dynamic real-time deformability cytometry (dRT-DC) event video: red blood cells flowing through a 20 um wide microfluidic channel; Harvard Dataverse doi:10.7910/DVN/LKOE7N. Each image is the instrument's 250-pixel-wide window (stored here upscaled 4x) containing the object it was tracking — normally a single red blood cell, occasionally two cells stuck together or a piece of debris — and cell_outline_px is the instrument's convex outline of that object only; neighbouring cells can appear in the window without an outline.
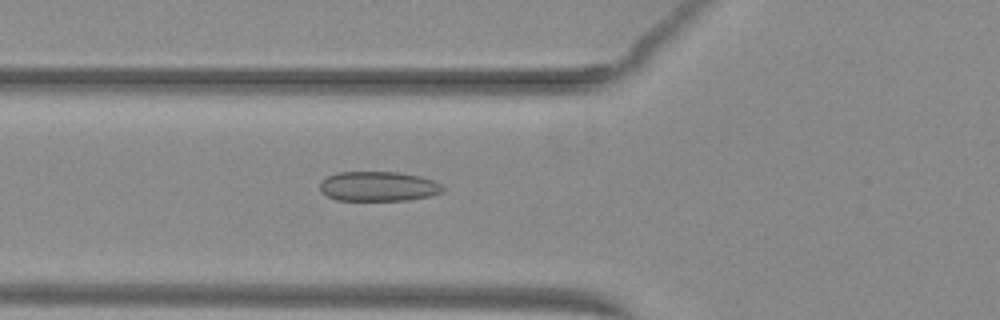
{"species": "common noctule bat (a hibernating species)", "species_latin": "Nyctalus noctula", "temperature_condition": "warm", "stored_images_in_passage": 52, "camera_frame_rate_fps": 3000, "um_per_image_px": 0.085, "animal": {"sex": "female", "body_mass_g": 29.2, "forearm_length_mm": 56.3}, "frame": {"image": 1, "passage_image": 20, "time_ms": 6.333, "image_size_px": [1000, 320], "cell_outline_px": [[444, 192], [428, 196], [408, 200], [336, 200], [320, 192], [320, 184], [328, 176], [336, 172], [396, 172], [420, 176], [432, 180], [440, 184], [444, 188]], "centroid_in_image_um": [32.15, 15.84], "position_along_channel_um": 93.6, "area_um2": 21.21}}
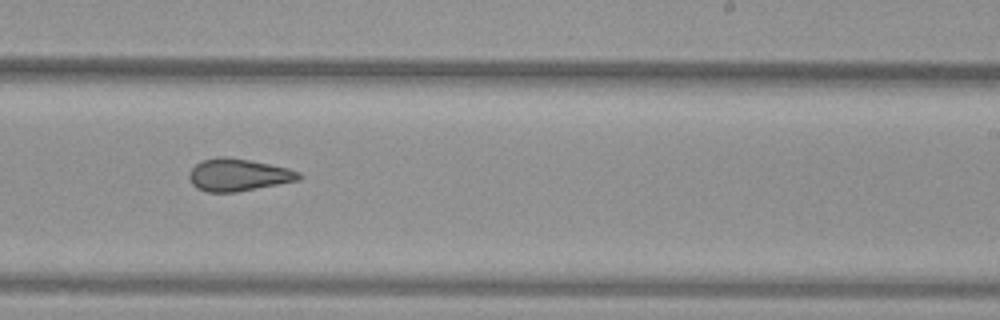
{"frame": {"image": 2, "passage_image": 33, "time_ms": 10.667, "image_size_px": [1000, 320], "cell_outline_px": [[304, 176], [300, 180], [236, 192], [208, 192], [196, 188], [192, 184], [188, 176], [188, 172], [200, 160], [216, 156], [224, 156], [248, 160], [288, 168], [300, 172]], "centroid_in_image_um": [20.23, 14.86], "position_along_channel_um": 268.8, "area_um2": 20.81}}
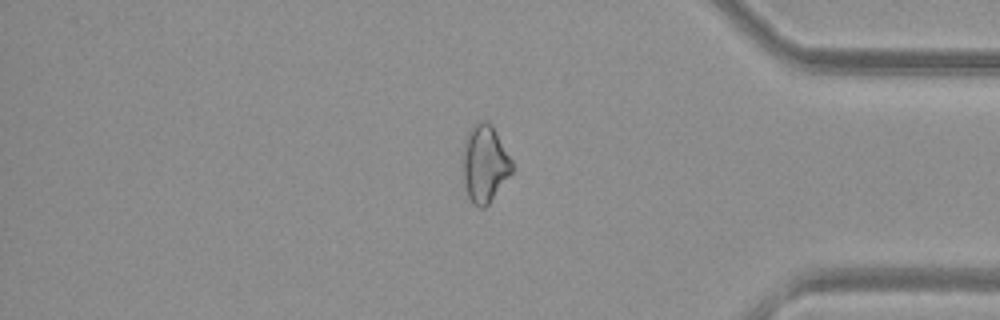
{"frame": {"image": 3, "passage_image": 44, "time_ms": 14.333, "image_size_px": [1000, 320], "cell_outline_px": [[512, 172], [488, 204], [484, 208], [480, 208], [472, 204], [468, 196], [464, 184], [464, 140], [472, 124], [480, 120], [488, 120], [492, 124], [512, 160]], "centroid_in_image_um": [41.2, 13.88], "position_along_channel_um": 394.0, "area_um2": 22.08}, "authors_computed_cell_mechanics": {"area_um2": 22.6865, "velocity_mm_per_s": 4.0311, "shape_relaxation_time_tau1_ms": null, "shape_relaxation_time_tau2_ms": 2.4387, "deformation_change_tau1": null, "deformation_change_tau2": 0.0969}}